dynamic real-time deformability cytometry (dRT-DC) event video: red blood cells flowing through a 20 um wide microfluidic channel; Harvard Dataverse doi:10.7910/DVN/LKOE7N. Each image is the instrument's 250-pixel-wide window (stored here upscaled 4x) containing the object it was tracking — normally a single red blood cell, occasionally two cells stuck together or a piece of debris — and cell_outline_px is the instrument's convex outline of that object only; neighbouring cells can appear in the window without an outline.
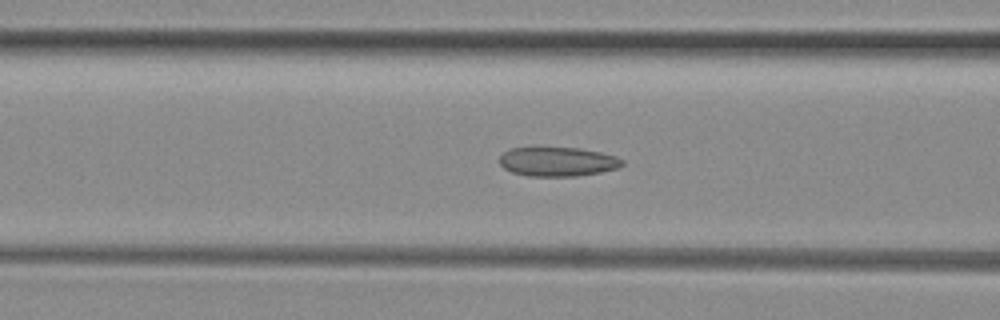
{"species": "common noctule bat (a hibernating species)", "species_latin": "Nyctalus noctula", "temperature_condition": "room temperature", "stored_images_in_passage": 52, "camera_frame_rate_fps": 3000, "um_per_image_px": 0.085, "animal": {"sex": "female", "body_mass_g": 29.2, "forearm_length_mm": 56.3}, "frame": {"image": 1, "passage_image": 20, "time_ms": 6.333, "image_size_px": [1000, 320], "cell_outline_px": [[624, 164], [620, 168], [600, 172], [576, 176], [528, 176], [512, 172], [504, 168], [500, 164], [500, 156], [508, 148], [532, 144], [580, 148], [600, 152], [616, 156], [624, 160]], "centroid_in_image_um": [47.35, 13.68], "position_along_channel_um": 119.2, "area_um2": 21.96}}
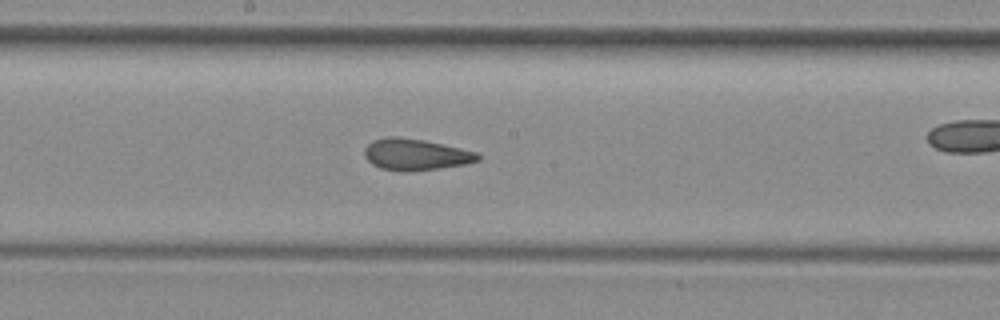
{"frame": {"image": 2, "passage_image": 27, "time_ms": 8.667, "image_size_px": [1000, 320], "cell_outline_px": [[480, 160], [468, 164], [440, 168], [400, 172], [380, 168], [372, 164], [364, 156], [364, 148], [372, 140], [388, 136], [396, 136], [424, 140], [460, 148], [476, 152], [480, 156]], "centroid_in_image_um": [35.31, 13.13], "position_along_channel_um": 212.9, "area_um2": 20.87}}
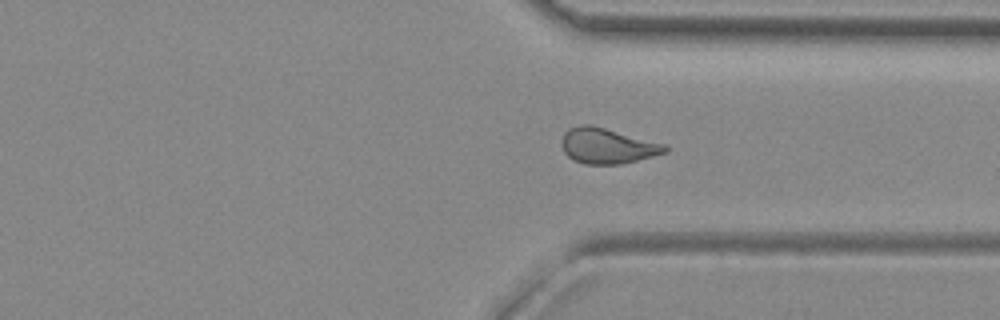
{"frame": {"image": 3, "passage_image": 38, "time_ms": 12.333, "image_size_px": [1000, 320], "cell_outline_px": [[668, 152], [620, 164], [584, 164], [572, 160], [564, 152], [564, 132], [568, 128], [580, 124], [592, 124], [668, 144]], "centroid_in_image_um": [51.67, 12.38], "position_along_channel_um": 359.7, "area_um2": 21.5}, "authors_computed_cell_mechanics": {"area_um2": 21.8773, "velocity_mm_per_s": 4.0138, "shape_relaxation_time_tau1_ms": null, "shape_relaxation_time_tau2_ms": 2.2001, "deformation_change_tau1": null, "deformation_change_tau2": 0.0957}}